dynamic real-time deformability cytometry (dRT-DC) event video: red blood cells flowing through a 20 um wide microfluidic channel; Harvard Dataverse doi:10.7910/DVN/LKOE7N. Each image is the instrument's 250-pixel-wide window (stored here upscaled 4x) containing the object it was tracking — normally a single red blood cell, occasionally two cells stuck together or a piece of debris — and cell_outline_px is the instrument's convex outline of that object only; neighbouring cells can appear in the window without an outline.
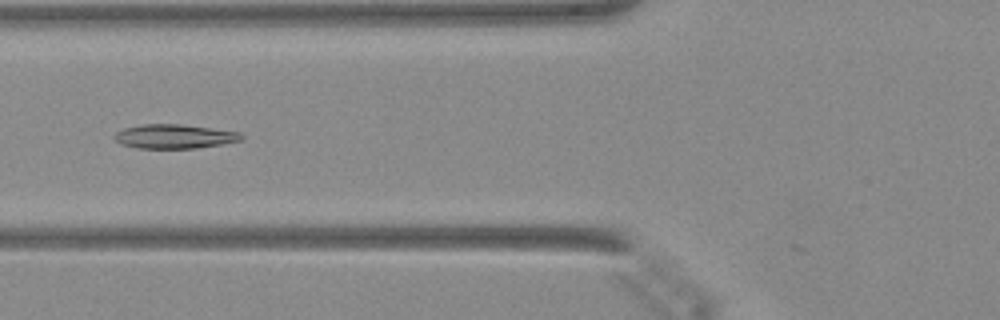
{"species": "Egyptian fruit bat (a non-hibernating species)", "species_latin": "Rousettus aegyptiacus", "temperature_condition": "warm", "stored_images_in_passage": 38, "camera_frame_rate_fps": 3000, "um_per_image_px": 0.085, "animal": {"sex": "female"}, "frame": {"image": 1, "passage_image": 9, "time_ms": 2.667, "image_size_px": [1000, 320], "cell_outline_px": [[244, 136], [240, 140], [224, 144], [196, 148], [136, 148], [120, 144], [116, 140], [116, 132], [124, 128], [144, 124], [180, 124], [240, 132]], "centroid_in_image_um": [14.83, 11.6], "position_along_channel_um": 111.0, "area_um2": 17.74}}
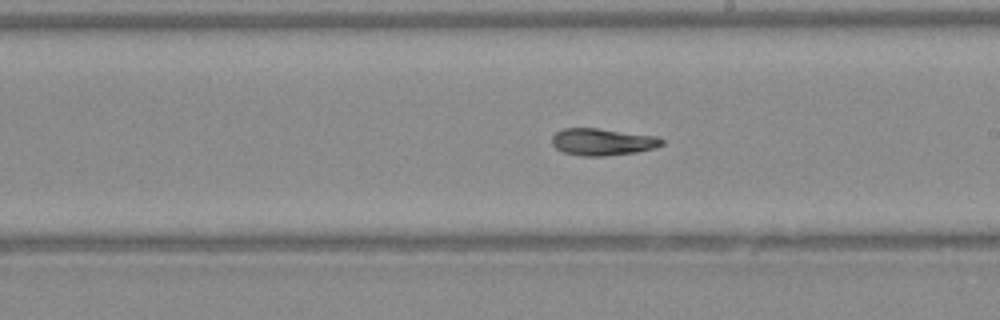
{"frame": {"image": 2, "passage_image": 18, "time_ms": 5.667, "image_size_px": [1000, 320], "cell_outline_px": [[664, 144], [652, 148], [636, 152], [604, 156], [580, 156], [564, 152], [556, 148], [552, 144], [552, 136], [556, 132], [564, 128], [596, 128], [656, 136], [664, 140]], "centroid_in_image_um": [51.19, 12.06], "position_along_channel_um": 237.8, "area_um2": 17.17}}
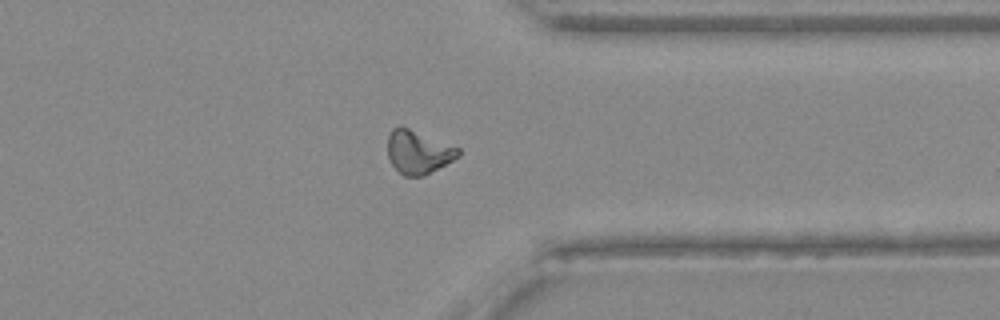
{"frame": {"image": 3, "passage_image": 28, "time_ms": 9.0, "image_size_px": [1000, 320], "cell_outline_px": [[460, 156], [424, 176], [404, 176], [392, 164], [388, 156], [388, 136], [392, 128], [400, 124], [460, 148]], "centroid_in_image_um": [35.55, 12.9], "position_along_channel_um": 375.9, "area_um2": 17.92}}